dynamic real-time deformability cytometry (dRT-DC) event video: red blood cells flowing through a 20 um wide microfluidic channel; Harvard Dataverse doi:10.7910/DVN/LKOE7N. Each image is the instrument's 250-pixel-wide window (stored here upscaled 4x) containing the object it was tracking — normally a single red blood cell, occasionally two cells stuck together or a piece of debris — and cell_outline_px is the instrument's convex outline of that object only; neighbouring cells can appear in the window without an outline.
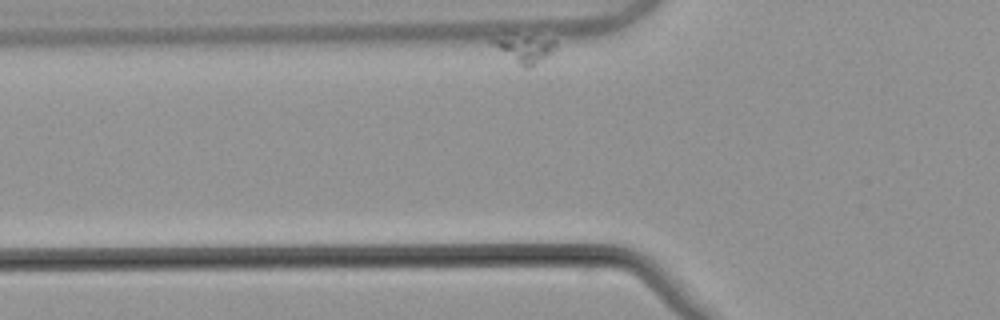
{"species": "common noctule bat (a hibernating species)", "species_latin": "Nyctalus noctula", "temperature_condition": "warm", "stored_images_in_passage": 19, "camera_frame_rate_fps": 3000, "um_per_image_px": 0.085, "animal": {"sex": "male", "body_mass_g": 21.5, "forearm_length_mm": 52.0}, "frame": {"image": 1, "passage_image": 2, "time_ms": 0.333, "image_size_px": [1000, 320], "cell_outline_px": [[556, 48], [552, 56], [532, 68], [520, 68], [492, 44], [488, 40], [528, 36], [556, 40]], "centroid_in_image_um": [44.71, 4.24], "position_along_channel_um": 81.1, "area_um2": 10.23}}
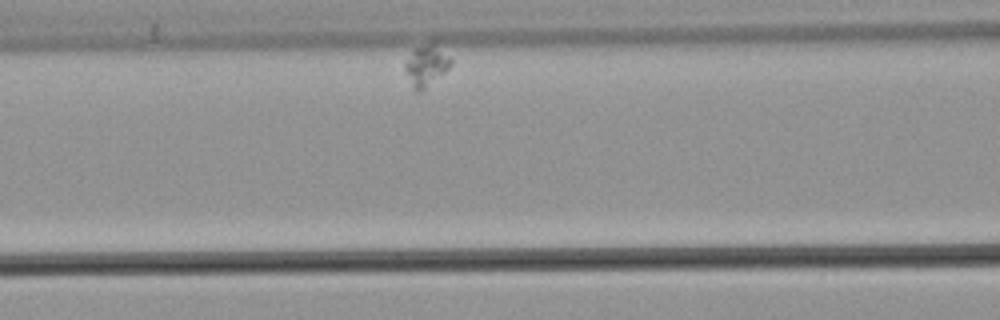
{"frame": {"image": 2, "passage_image": 11, "time_ms": 3.333, "image_size_px": [1000, 320], "cell_outline_px": [[452, 64], [440, 76], [420, 92], [416, 92], [404, 68], [404, 64], [412, 52], [416, 48], [436, 40], [452, 60]], "centroid_in_image_um": [36.27, 5.52], "position_along_channel_um": 130.3, "area_um2": 10.87}}
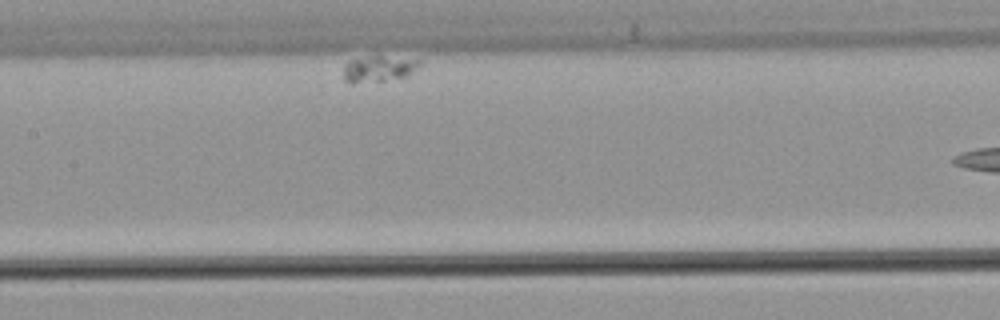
{"frame": {"image": 3, "passage_image": 18, "time_ms": 5.667, "image_size_px": [1000, 320], "cell_outline_px": [[420, 64], [416, 68], [404, 76], [384, 80], [352, 84], [344, 80], [344, 64], [348, 60], [372, 56], [380, 56], [420, 60]], "centroid_in_image_um": [32.09, 5.85], "position_along_channel_um": 175.3, "area_um2": 11.27}}